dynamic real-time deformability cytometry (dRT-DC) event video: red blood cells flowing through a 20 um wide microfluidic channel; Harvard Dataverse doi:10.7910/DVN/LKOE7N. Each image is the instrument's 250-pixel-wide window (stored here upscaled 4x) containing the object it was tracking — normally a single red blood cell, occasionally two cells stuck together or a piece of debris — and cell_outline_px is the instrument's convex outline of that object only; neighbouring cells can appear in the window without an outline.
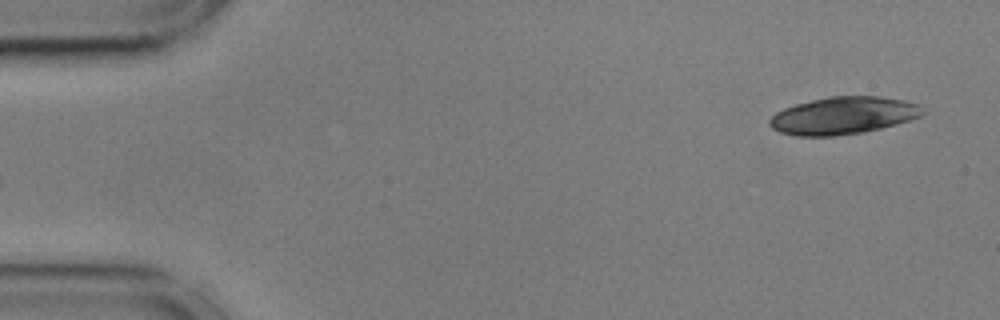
{"species": "common noctule bat (a hibernating species)", "species_latin": "Nyctalus noctula", "temperature_condition": "cold", "stored_images_in_passage": 22, "camera_frame_rate_fps": 3000, "um_per_image_px": 0.085, "animal": {"sex": "male", "body_mass_g": 17.9, "forearm_length_mm": 54.2}, "frame": {"image": 1, "passage_image": 1, "time_ms": 0.0, "image_size_px": [1000, 320], "cell_outline_px": [[924, 112], [920, 116], [896, 124], [864, 132], [832, 136], [796, 136], [780, 132], [772, 128], [768, 124], [768, 120], [776, 112], [784, 108], [796, 104], [828, 96], [880, 96], [904, 100], [920, 104]], "centroid_in_image_um": [71.66, 9.82], "position_along_channel_um": 13.3, "area_um2": 33.35}}